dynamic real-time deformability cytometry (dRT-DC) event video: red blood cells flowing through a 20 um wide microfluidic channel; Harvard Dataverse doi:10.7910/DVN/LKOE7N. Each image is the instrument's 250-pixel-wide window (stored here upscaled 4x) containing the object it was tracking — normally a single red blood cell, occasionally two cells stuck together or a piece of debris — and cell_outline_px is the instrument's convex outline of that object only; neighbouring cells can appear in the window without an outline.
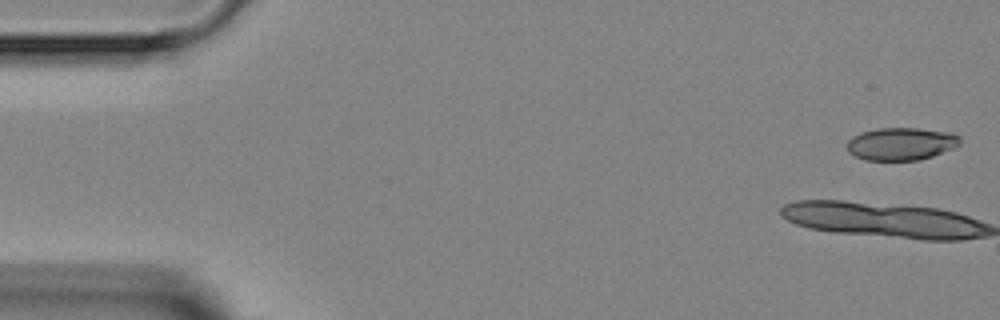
{"species": "Egyptian fruit bat (a non-hibernating species)", "species_latin": "Rousettus aegyptiacus", "temperature_condition": "room temperature", "stored_images_in_passage": 8, "camera_frame_rate_fps": 3000, "um_per_image_px": 0.085, "animal": {"sex": "female"}, "frame": {"image": 1, "passage_image": 1, "time_ms": 0.0, "image_size_px": [1000, 320], "cell_outline_px": [[960, 144], [952, 148], [932, 156], [916, 160], [864, 160], [848, 152], [848, 140], [852, 136], [860, 132], [876, 128], [916, 128], [952, 132], [960, 136]], "centroid_in_image_um": [76.58, 12.21], "position_along_channel_um": 8.4, "area_um2": 21.5}}
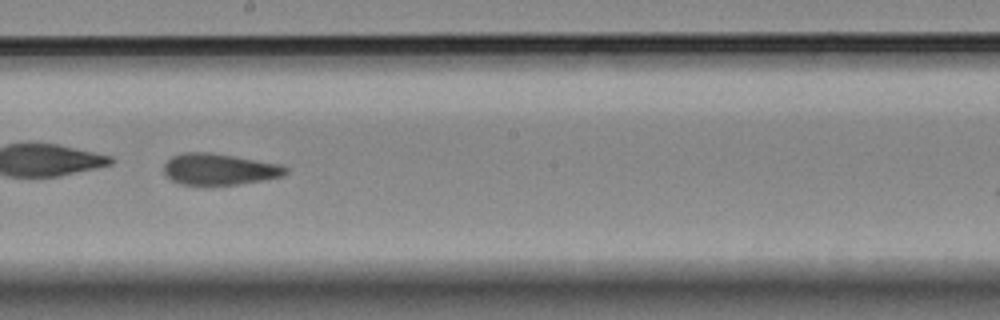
{"frame": {"image": 2, "passage_image": 8, "time_ms": 8.667, "image_size_px": [1000, 320], "cell_outline_px": [[288, 172], [284, 176], [264, 180], [240, 184], [204, 188], [200, 188], [180, 184], [172, 180], [164, 172], [164, 164], [172, 156], [184, 152], [212, 152], [284, 164], [288, 168]], "centroid_in_image_um": [18.67, 14.42], "position_along_channel_um": 229.5, "area_um2": 23.35}}